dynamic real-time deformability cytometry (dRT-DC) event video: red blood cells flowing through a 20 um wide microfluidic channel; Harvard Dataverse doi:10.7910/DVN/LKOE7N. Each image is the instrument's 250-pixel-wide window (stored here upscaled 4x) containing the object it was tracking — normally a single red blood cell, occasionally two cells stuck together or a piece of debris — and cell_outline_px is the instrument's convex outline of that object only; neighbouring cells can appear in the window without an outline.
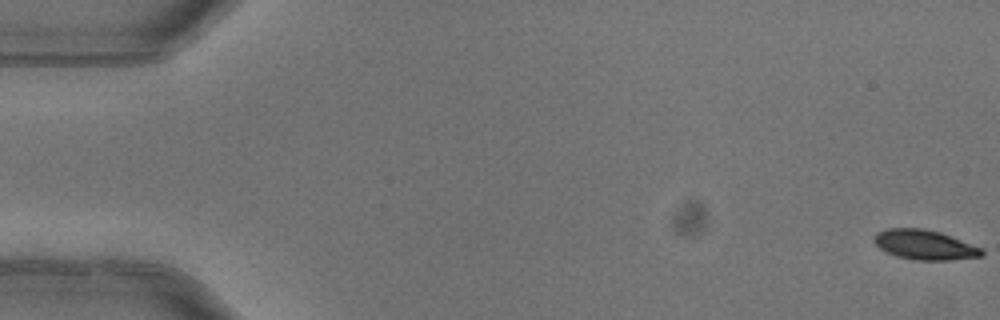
{"species": "common noctule bat (a hibernating species)", "species_latin": "Nyctalus noctula", "temperature_condition": "warm", "stored_images_in_passage": 6, "camera_frame_rate_fps": 3000, "um_per_image_px": 0.085, "animal": {"sex": "female"}, "frame": {"image": 1, "passage_image": 1, "time_ms": 0.0, "image_size_px": [1000, 320], "cell_outline_px": [[984, 256], [948, 260], [916, 260], [896, 256], [884, 252], [872, 240], [876, 232], [888, 228], [924, 228], [940, 232], [984, 248]], "centroid_in_image_um": [78.6, 20.8], "position_along_channel_um": 6.4, "area_um2": 18.9}}